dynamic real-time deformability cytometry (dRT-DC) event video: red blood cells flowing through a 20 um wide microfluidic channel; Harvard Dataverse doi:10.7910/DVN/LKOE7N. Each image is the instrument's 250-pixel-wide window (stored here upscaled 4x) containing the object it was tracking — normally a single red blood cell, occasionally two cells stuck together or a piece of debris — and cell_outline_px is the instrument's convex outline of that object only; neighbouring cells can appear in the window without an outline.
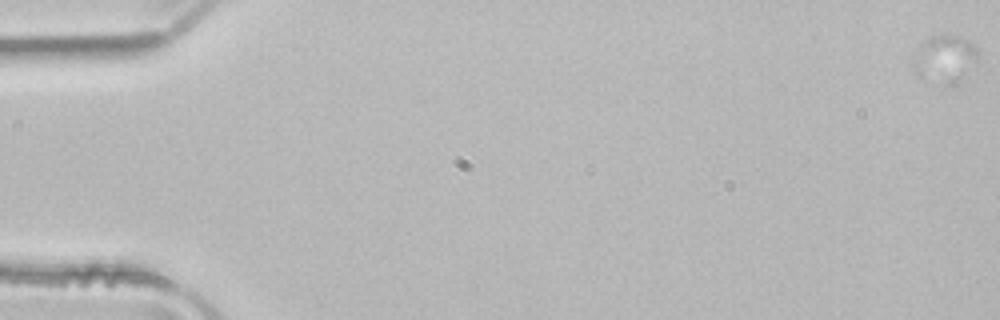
{"species": "common noctule bat (a hibernating species)", "species_latin": "Nyctalus noctula", "temperature_condition": "room temperature", "stored_images_in_passage": 17, "segment_of_instrument_passage": [1, 2], "camera_frame_rate_fps": 3000, "um_per_image_px": 0.085, "animal": {"sex": "male", "body_mass_g": 21.5, "forearm_length_mm": 52.0}, "frame": {"image": 1, "passage_image": 2, "time_ms": 0.333, "image_size_px": [1000, 320], "cell_outline_px": [[976, 60], [920, 76], [916, 72], [912, 64], [916, 48], [924, 40], [932, 36], [944, 32], [952, 32], [968, 40], [972, 44], [976, 52]], "centroid_in_image_um": [80.12, 4.52], "position_along_channel_um": 4.9, "area_um2": 13.7}}